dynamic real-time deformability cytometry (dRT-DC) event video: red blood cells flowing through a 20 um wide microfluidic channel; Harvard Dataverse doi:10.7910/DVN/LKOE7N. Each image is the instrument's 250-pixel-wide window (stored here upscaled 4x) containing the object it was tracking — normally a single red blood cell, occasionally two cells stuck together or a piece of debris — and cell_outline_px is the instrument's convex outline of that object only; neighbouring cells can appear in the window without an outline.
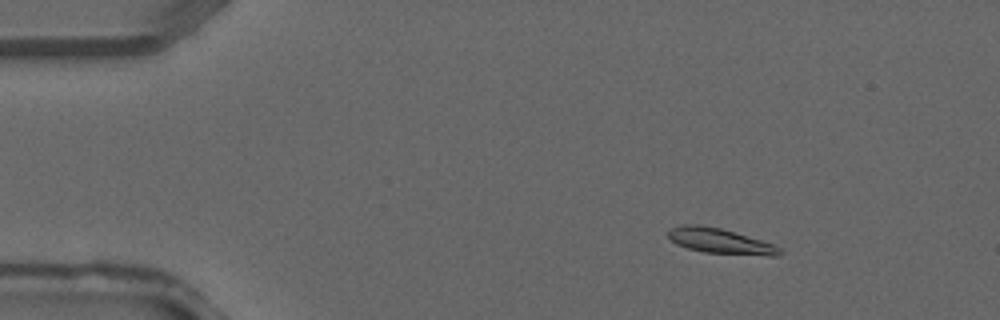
{"species": "common noctule bat (a hibernating species)", "species_latin": "Nyctalus noctula", "temperature_condition": "warm", "stored_images_in_passage": 4, "camera_frame_rate_fps": 3000, "um_per_image_px": 0.085, "animal": {"sex": "male", "forearm_length_mm": 52.5}, "frame": {"image": 1, "passage_image": 2, "time_ms": 0.333, "image_size_px": [1000, 320], "cell_outline_px": [[784, 252], [780, 256], [768, 256], [704, 252], [688, 248], [676, 244], [668, 236], [668, 232], [672, 228], [684, 224], [696, 224], [720, 228], [760, 240], [772, 244], [780, 248]], "centroid_in_image_um": [61.24, 20.5], "position_along_channel_um": 23.8, "area_um2": 16.18}}
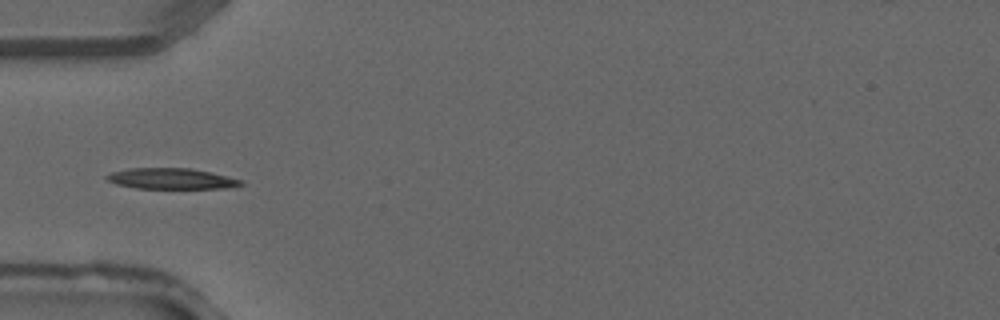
{"frame": {"image": 2, "passage_image": 4, "time_ms": 1.0, "image_size_px": [1000, 320], "cell_outline_px": [[244, 184], [224, 188], [136, 188], [116, 184], [108, 180], [104, 176], [112, 172], [128, 168], [192, 168], [212, 172], [240, 180]], "centroid_in_image_um": [14.52, 15.17], "position_along_channel_um": 70.5, "area_um2": 16.13}}